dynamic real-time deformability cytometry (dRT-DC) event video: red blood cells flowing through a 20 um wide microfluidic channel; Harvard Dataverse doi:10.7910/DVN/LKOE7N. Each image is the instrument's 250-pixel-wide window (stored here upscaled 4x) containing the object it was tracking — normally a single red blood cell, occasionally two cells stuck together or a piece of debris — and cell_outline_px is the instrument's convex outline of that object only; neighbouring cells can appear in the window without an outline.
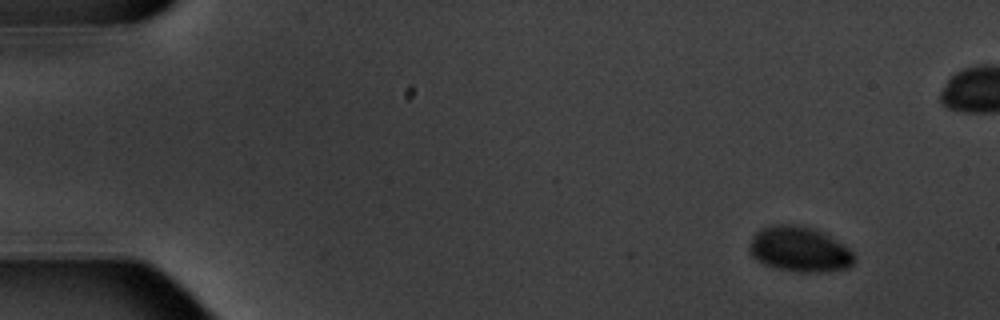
{"species": "common noctule bat (a hibernating species)", "species_latin": "Nyctalus noctula", "temperature_condition": "warm", "stored_images_in_passage": 7, "camera_frame_rate_fps": 3000, "um_per_image_px": 0.085, "animal": {"sex": "male", "body_mass_g": 20.1, "forearm_length_mm": 53.5}, "frame": {"image": 1, "passage_image": 1, "time_ms": 0.0, "image_size_px": [1000, 320], "cell_outline_px": [[856, 260], [848, 268], [824, 272], [796, 272], [776, 268], [764, 264], [756, 260], [748, 252], [748, 248], [752, 236], [760, 228], [776, 224], [792, 224], [812, 228], [828, 236], [848, 248], [856, 256]], "centroid_in_image_um": [67.92, 21.21], "position_along_channel_um": 17.1, "area_um2": 27.69}}